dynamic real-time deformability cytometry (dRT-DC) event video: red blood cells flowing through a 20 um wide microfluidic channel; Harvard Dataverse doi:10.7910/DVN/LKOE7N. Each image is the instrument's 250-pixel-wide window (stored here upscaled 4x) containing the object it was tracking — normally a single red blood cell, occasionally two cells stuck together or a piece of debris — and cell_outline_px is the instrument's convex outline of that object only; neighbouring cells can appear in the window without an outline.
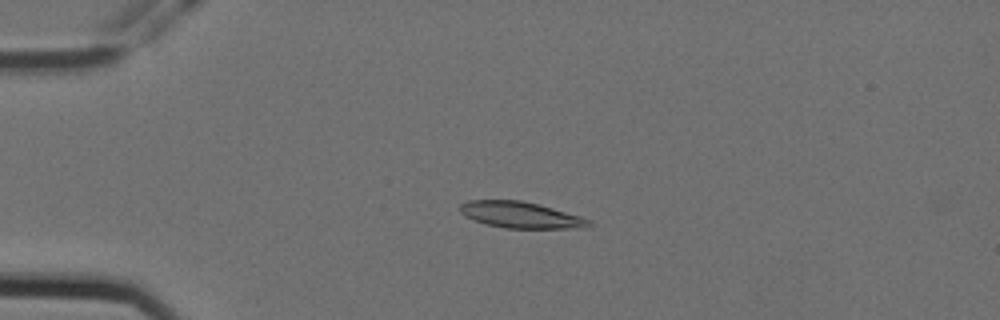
{"species": "Egyptian fruit bat (a non-hibernating species)", "species_latin": "Rousettus aegyptiacus", "temperature_condition": "cold", "stored_images_in_passage": 57, "camera_frame_rate_fps": 3000, "um_per_image_px": 0.085, "animal": {"sex": "female"}, "frame": {"image": 1, "passage_image": 14, "time_ms": 4.333, "image_size_px": [1000, 320], "cell_outline_px": [[596, 224], [580, 228], [504, 228], [484, 224], [472, 220], [464, 216], [460, 212], [460, 204], [468, 200], [520, 200], [552, 208], [580, 216], [592, 220]], "centroid_in_image_um": [44.24, 18.28], "position_along_channel_um": 40.8, "area_um2": 19.83}}
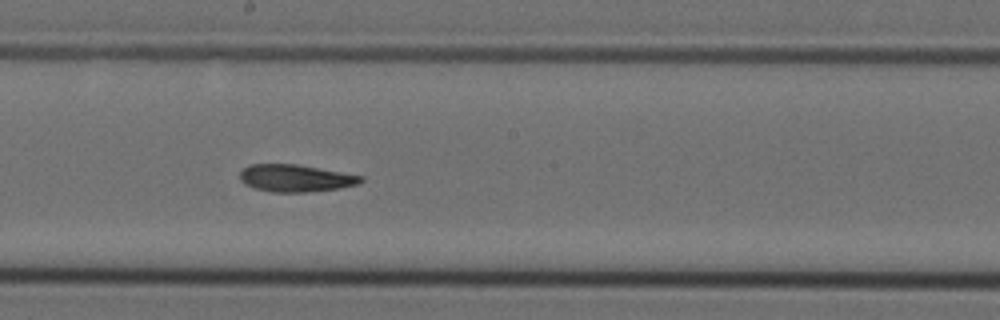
{"frame": {"image": 2, "passage_image": 32, "time_ms": 10.333, "image_size_px": [1000, 320], "cell_outline_px": [[364, 180], [360, 184], [340, 188], [304, 192], [272, 192], [252, 188], [244, 184], [240, 180], [240, 172], [248, 164], [296, 164], [364, 176]], "centroid_in_image_um": [25.11, 15.15], "position_along_channel_um": 223.1, "area_um2": 19.31}}
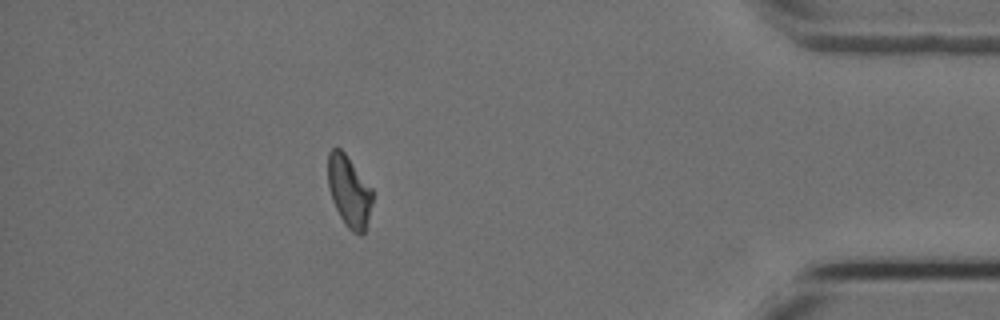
{"frame": {"image": 3, "passage_image": 51, "time_ms": 16.667, "image_size_px": [1000, 320], "cell_outline_px": [[372, 204], [364, 232], [352, 232], [344, 224], [332, 200], [328, 184], [328, 152], [332, 148], [340, 148], [344, 152], [372, 188]], "centroid_in_image_um": [29.66, 16.23], "position_along_channel_um": 405.5, "area_um2": 18.21}, "authors_computed_cell_mechanics": {"area_um2": 19.4208, "velocity_mm_per_s": 3.5613, "shape_relaxation_time_tau1_ms": 10.3431, "shape_relaxation_time_tau2_ms": null, "deformation_change_tau1": 0.2205, "deformation_change_tau2": null}}